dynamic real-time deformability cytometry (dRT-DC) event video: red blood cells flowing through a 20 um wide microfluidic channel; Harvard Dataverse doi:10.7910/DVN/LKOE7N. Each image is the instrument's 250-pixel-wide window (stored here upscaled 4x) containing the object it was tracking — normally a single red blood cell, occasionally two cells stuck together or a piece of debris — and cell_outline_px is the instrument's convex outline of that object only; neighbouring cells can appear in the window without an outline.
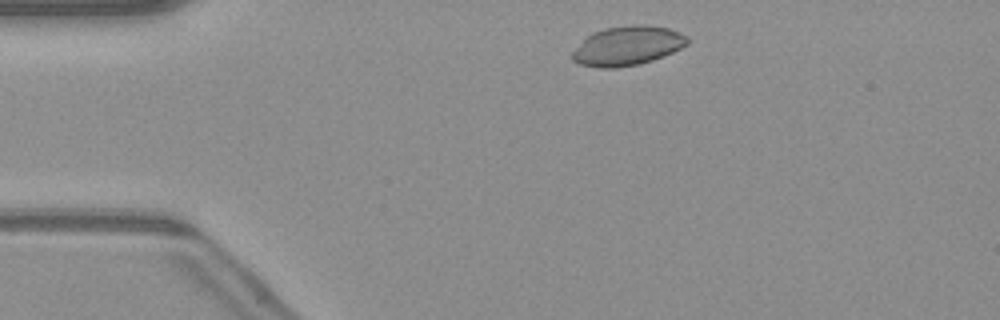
{"species": "common noctule bat (a hibernating species)", "species_latin": "Nyctalus noctula", "temperature_condition": "warm", "stored_images_in_passage": 44, "camera_frame_rate_fps": 3000, "um_per_image_px": 0.085, "animal": {"sex": "male", "body_mass_g": 23.1, "forearm_length_mm": 52.7}, "frame": {"image": 1, "passage_image": 4, "time_ms": 1.0, "image_size_px": [1000, 320], "cell_outline_px": [[688, 44], [664, 56], [640, 64], [616, 68], [600, 68], [580, 64], [572, 60], [572, 52], [592, 32], [604, 28], [632, 24], [644, 24], [668, 28], [688, 36]], "centroid_in_image_um": [53.34, 3.89], "position_along_channel_um": 31.7, "area_um2": 26.36}}
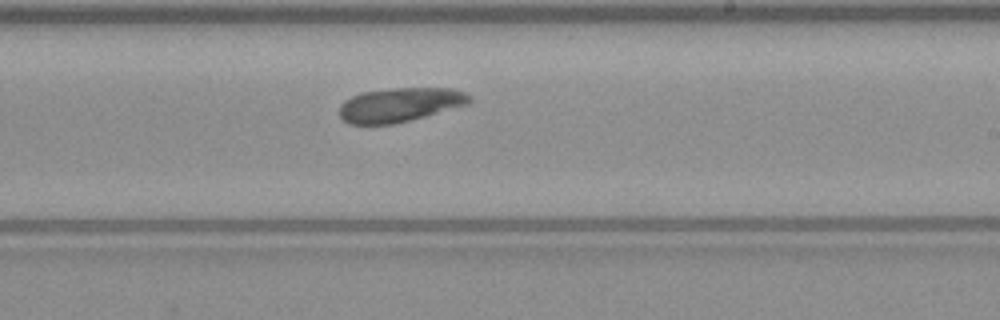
{"frame": {"image": 2, "passage_image": 24, "time_ms": 7.667, "image_size_px": [1000, 320], "cell_outline_px": [[472, 100], [464, 104], [424, 116], [392, 124], [348, 124], [340, 116], [340, 104], [344, 100], [360, 92], [396, 88], [456, 88], [472, 96]], "centroid_in_image_um": [33.95, 8.89], "position_along_channel_um": 255.1, "area_um2": 25.55}}
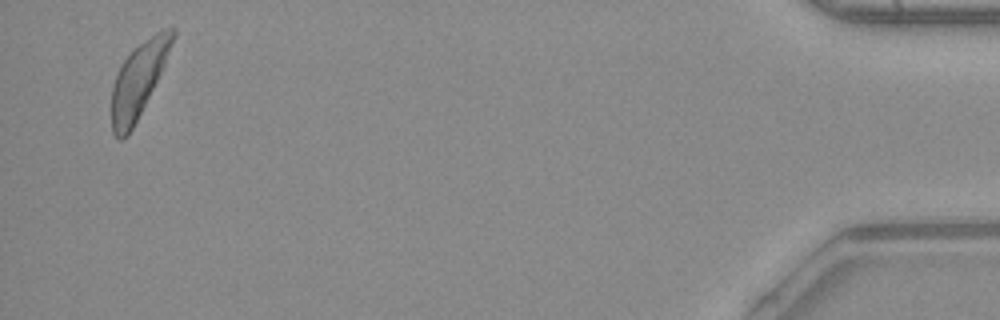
{"frame": {"image": 3, "passage_image": 43, "time_ms": 14.0, "image_size_px": [1000, 320], "cell_outline_px": [[176, 36], [164, 64], [128, 136], [120, 140], [112, 132], [112, 88], [116, 76], [124, 60], [140, 44], [156, 32], [172, 24], [176, 28]], "centroid_in_image_um": [11.79, 6.75], "position_along_channel_um": 423.4, "area_um2": 25.49}}